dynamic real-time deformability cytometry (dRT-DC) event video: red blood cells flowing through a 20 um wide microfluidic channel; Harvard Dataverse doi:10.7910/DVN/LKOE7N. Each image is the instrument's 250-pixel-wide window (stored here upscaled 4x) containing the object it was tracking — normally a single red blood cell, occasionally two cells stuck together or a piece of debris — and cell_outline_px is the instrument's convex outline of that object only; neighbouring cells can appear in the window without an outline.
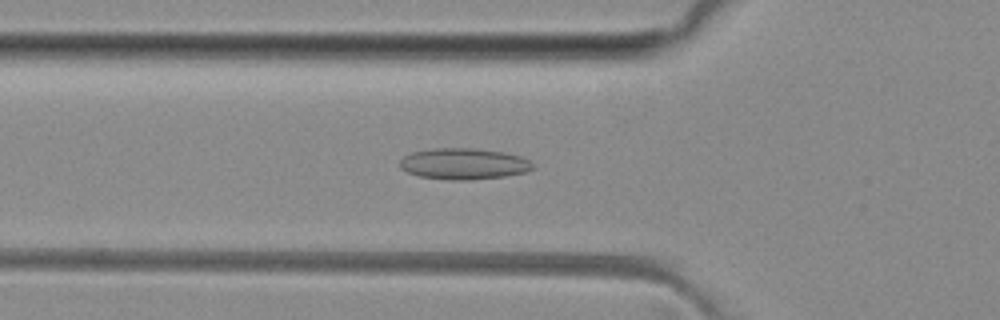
{"species": "common noctule bat (a hibernating species)", "species_latin": "Nyctalus noctula", "temperature_condition": "room temperature", "stored_images_in_passage": 44, "camera_frame_rate_fps": 3000, "um_per_image_px": 0.085, "animal": {"sex": "female", "body_mass_g": 29.2, "forearm_length_mm": 56.3}, "frame": {"image": 1, "passage_image": 11, "time_ms": 3.333, "image_size_px": [1000, 320], "cell_outline_px": [[536, 168], [524, 172], [504, 176], [472, 180], [448, 180], [420, 176], [408, 172], [400, 168], [400, 160], [404, 156], [412, 152], [432, 148], [472, 148], [504, 152], [520, 156], [528, 160]], "centroid_in_image_um": [39.41, 13.92], "position_along_channel_um": 86.4, "area_um2": 24.16}}
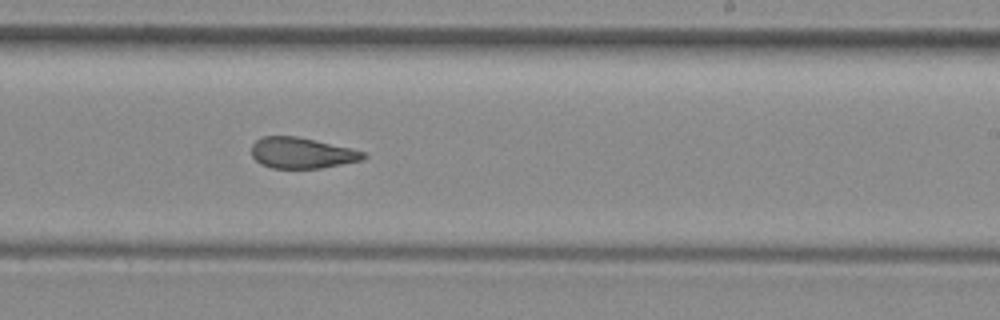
{"frame": {"image": 2, "passage_image": 24, "time_ms": 7.667, "image_size_px": [1000, 320], "cell_outline_px": [[368, 156], [364, 160], [320, 168], [272, 168], [260, 164], [252, 156], [252, 144], [256, 140], [264, 136], [296, 136], [352, 148], [364, 152]], "centroid_in_image_um": [25.67, 13.0], "position_along_channel_um": 263.3, "area_um2": 20.17}}
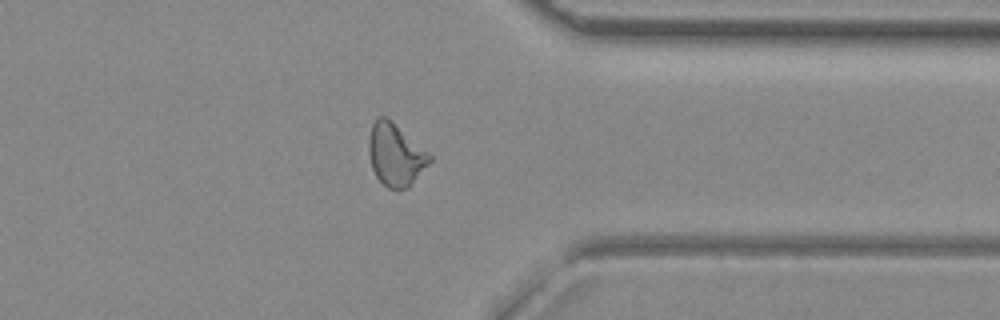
{"frame": {"image": 3, "passage_image": 33, "time_ms": 10.667, "image_size_px": [1000, 320], "cell_outline_px": [[432, 160], [408, 188], [396, 192], [388, 188], [376, 176], [372, 168], [368, 152], [368, 140], [372, 124], [380, 116], [384, 116], [428, 152], [432, 156]], "centroid_in_image_um": [33.61, 13.21], "position_along_channel_um": 377.8, "area_um2": 21.85}, "authors_computed_cell_mechanics": {"area_um2": 21.8484, "velocity_mm_per_s": 4.07, "shape_relaxation_time_tau1_ms": null, "shape_relaxation_time_tau2_ms": 2.7384, "deformation_change_tau1": null, "deformation_change_tau2": 0.1135}}